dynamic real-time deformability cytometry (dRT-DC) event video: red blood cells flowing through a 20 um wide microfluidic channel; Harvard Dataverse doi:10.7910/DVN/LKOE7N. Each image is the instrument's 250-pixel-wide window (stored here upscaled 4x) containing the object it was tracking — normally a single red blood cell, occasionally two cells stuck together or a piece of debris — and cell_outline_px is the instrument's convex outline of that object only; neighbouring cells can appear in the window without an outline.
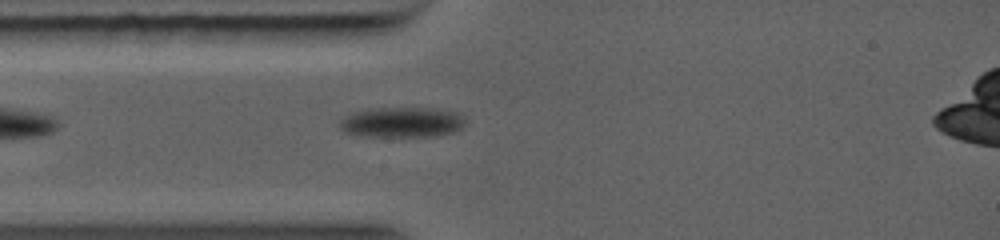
{"species": "common noctule bat (a hibernating species)", "species_latin": "Nyctalus noctula", "temperature_condition": "warm", "stored_images_in_passage": 2, "camera_frame_rate_fps": 5000, "um_per_image_px": 0.085, "animal": {"sex": "female", "body_mass_g": 19.0, "forearm_length_mm": 56.7}, "frame": {"image": 1, "passage_image": 2, "time_ms": 1.0, "image_size_px": [1000, 240], "cell_outline_px": [[460, 128], [448, 132], [352, 132], [344, 128], [340, 124], [340, 120], [352, 112], [384, 108], [412, 108], [456, 112], [460, 116]], "centroid_in_image_um": [34.12, 10.26], "position_along_channel_um": 50.9, "area_um2": 18.38}}